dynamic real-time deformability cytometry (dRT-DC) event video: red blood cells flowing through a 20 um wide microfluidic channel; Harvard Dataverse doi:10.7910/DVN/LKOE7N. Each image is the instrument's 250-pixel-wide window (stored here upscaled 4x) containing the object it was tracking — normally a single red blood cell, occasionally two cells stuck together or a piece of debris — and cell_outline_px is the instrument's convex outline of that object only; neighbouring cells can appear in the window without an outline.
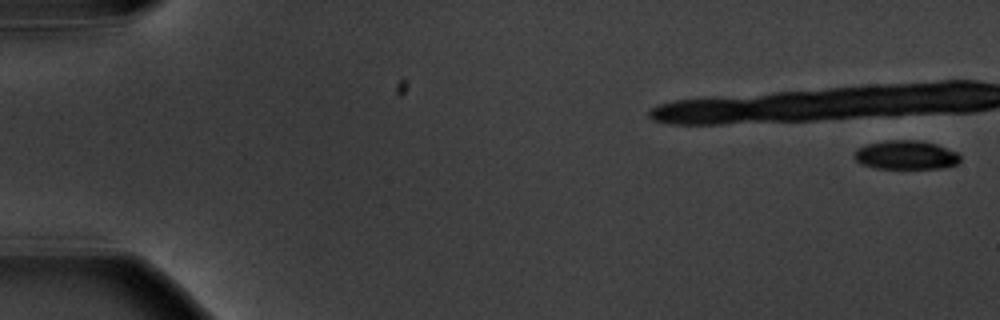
{"species": "common noctule bat (a hibernating species)", "species_latin": "Nyctalus noctula", "temperature_condition": "warm", "stored_images_in_passage": 4, "camera_frame_rate_fps": 3000, "um_per_image_px": 0.085, "animal": {"sex": "male", "body_mass_g": 20.1, "forearm_length_mm": 53.5}, "frame": {"image": 1, "passage_image": 1, "time_ms": 0.0, "image_size_px": [1000, 320], "cell_outline_px": [[960, 160], [956, 164], [944, 168], [876, 168], [860, 164], [856, 160], [856, 152], [860, 148], [868, 144], [888, 140], [916, 140], [936, 144], [956, 152], [960, 156]], "centroid_in_image_um": [77.03, 13.18], "position_along_channel_um": 8.0, "area_um2": 17.51}}